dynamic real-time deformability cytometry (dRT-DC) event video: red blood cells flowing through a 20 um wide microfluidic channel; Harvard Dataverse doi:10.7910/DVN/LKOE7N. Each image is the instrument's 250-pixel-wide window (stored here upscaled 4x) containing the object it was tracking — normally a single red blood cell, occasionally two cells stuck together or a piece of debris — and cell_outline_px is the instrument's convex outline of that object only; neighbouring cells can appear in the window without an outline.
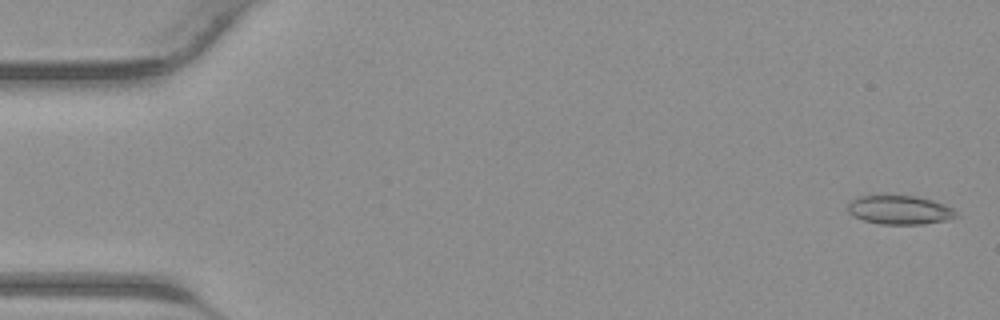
{"species": "common noctule bat (a hibernating species)", "species_latin": "Nyctalus noctula", "temperature_condition": "warm", "stored_images_in_passage": 41, "camera_frame_rate_fps": 3000, "um_per_image_px": 0.085, "animal": {"sex": "male", "body_mass_g": 23.1, "forearm_length_mm": 52.7}, "frame": {"image": 1, "passage_image": 1, "time_ms": 0.0, "image_size_px": [1000, 320], "cell_outline_px": [[960, 216], [948, 220], [924, 224], [880, 224], [864, 220], [852, 216], [848, 212], [848, 200], [860, 196], [884, 192], [888, 192], [916, 196], [932, 200], [944, 204], [952, 208]], "centroid_in_image_um": [76.43, 17.79], "position_along_channel_um": 8.6, "area_um2": 19.19}}
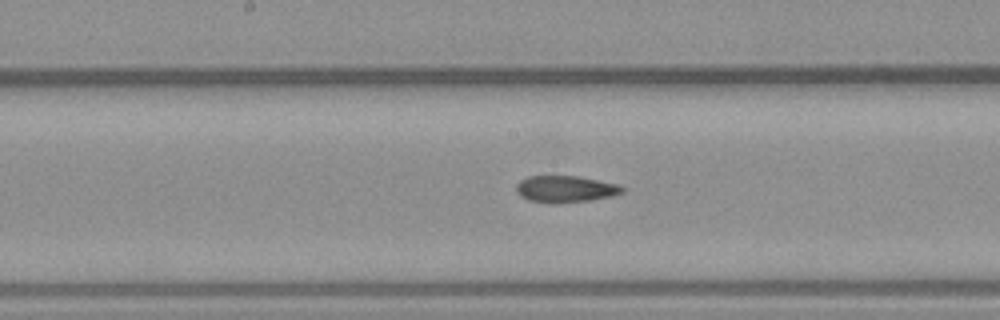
{"frame": {"image": 2, "passage_image": 21, "time_ms": 6.667, "image_size_px": [1000, 320], "cell_outline_px": [[624, 192], [612, 196], [588, 200], [552, 204], [528, 200], [520, 196], [516, 192], [516, 184], [520, 180], [528, 176], [576, 176], [616, 184], [624, 188]], "centroid_in_image_um": [48.0, 16.07], "position_along_channel_um": 200.2, "area_um2": 16.42}}
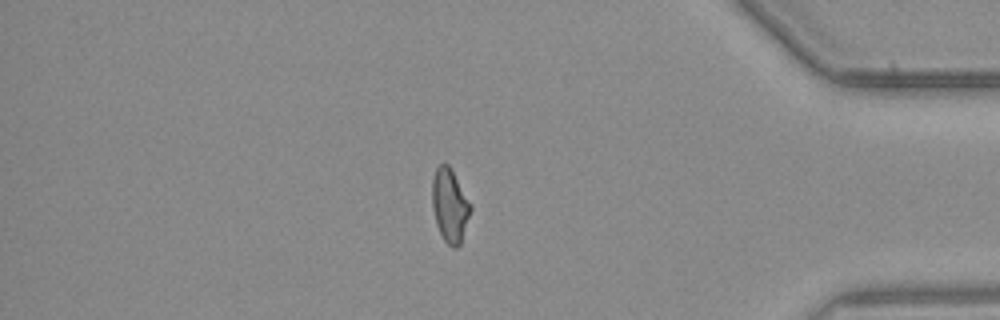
{"frame": {"image": 3, "passage_image": 35, "time_ms": 11.333, "image_size_px": [1000, 320], "cell_outline_px": [[472, 208], [460, 244], [456, 248], [452, 248], [444, 240], [436, 224], [432, 208], [432, 176], [436, 168], [440, 164], [448, 164], [472, 204]], "centroid_in_image_um": [38.23, 17.46], "position_along_channel_um": 397.0, "area_um2": 16.47}}